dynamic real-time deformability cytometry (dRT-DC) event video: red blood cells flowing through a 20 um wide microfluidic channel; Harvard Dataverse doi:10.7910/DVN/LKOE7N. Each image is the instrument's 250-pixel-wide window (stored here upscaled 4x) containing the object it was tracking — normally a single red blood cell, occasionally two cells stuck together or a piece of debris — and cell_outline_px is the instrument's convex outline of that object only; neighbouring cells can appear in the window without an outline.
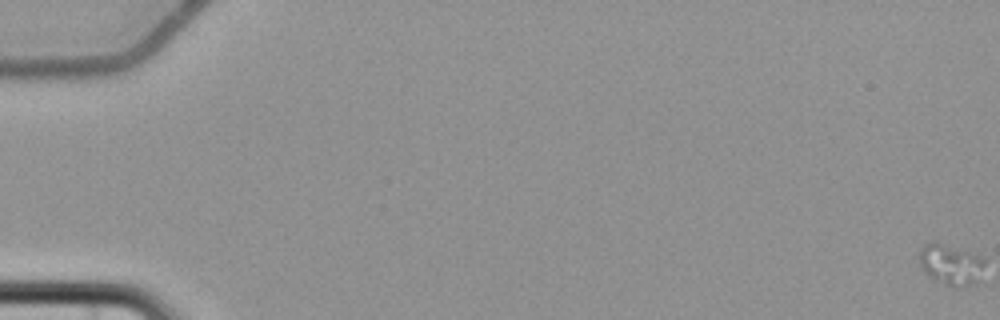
{"species": "common noctule bat (a hibernating species)", "species_latin": "Nyctalus noctula", "temperature_condition": "cold", "stored_images_in_passage": 7, "camera_frame_rate_fps": 3000, "um_per_image_px": 0.085, "animal": {"sex": "female", "body_mass_g": 22.7, "forearm_length_mm": 54.2}, "frame": {"image": 1, "passage_image": 1, "time_ms": 0.0, "image_size_px": [1000, 320], "cell_outline_px": [[984, 264], [976, 284], [948, 284], [924, 272], [920, 264], [920, 252], [924, 244], [932, 240], [980, 256], [984, 260]], "centroid_in_image_um": [80.8, 22.42], "position_along_channel_um": 4.2, "area_um2": 14.62}}